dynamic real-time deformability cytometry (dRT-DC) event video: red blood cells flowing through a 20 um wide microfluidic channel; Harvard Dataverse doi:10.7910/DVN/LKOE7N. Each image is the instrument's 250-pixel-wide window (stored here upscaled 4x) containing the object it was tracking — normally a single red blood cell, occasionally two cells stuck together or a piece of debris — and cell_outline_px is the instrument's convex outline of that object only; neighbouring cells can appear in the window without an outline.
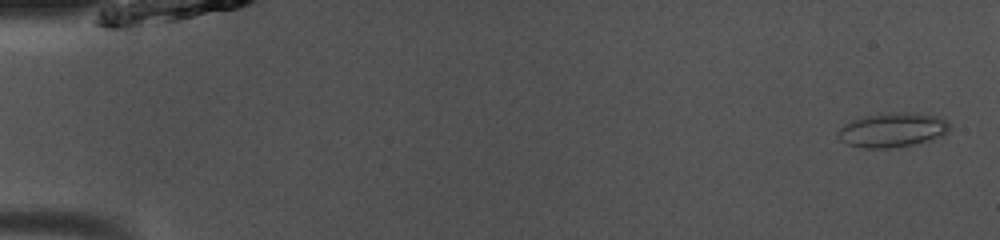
{"species": "common noctule bat (a hibernating species)", "species_latin": "Nyctalus noctula", "temperature_condition": "room temperature", "stored_images_in_passage": 49, "camera_frame_rate_fps": 3000, "um_per_image_px": 0.085, "animal": {"sex": "male", "body_mass_g": 13.0, "forearm_length_mm": 53.1}, "frame": {"image": 1, "passage_image": 2, "time_ms": 0.333, "image_size_px": [1000, 240], "cell_outline_px": [[948, 132], [940, 136], [928, 140], [912, 144], [888, 148], [864, 148], [848, 144], [840, 140], [836, 136], [836, 132], [844, 124], [852, 120], [864, 116], [880, 112], [912, 112], [940, 116], [948, 124]], "centroid_in_image_um": [75.8, 11.02], "position_along_channel_um": 9.2, "area_um2": 22.43}}
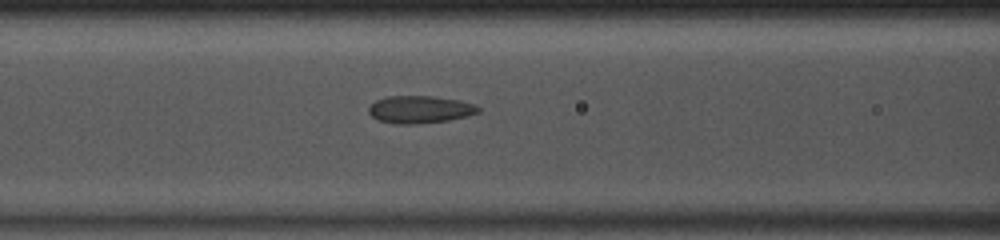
{"frame": {"image": 2, "passage_image": 21, "time_ms": 6.667, "image_size_px": [1000, 240], "cell_outline_px": [[480, 112], [468, 116], [448, 120], [416, 124], [396, 124], [376, 120], [368, 112], [368, 108], [376, 100], [388, 96], [432, 96], [460, 100], [476, 104], [480, 108]], "centroid_in_image_um": [35.71, 9.31], "position_along_channel_um": 130.9, "area_um2": 17.69}}
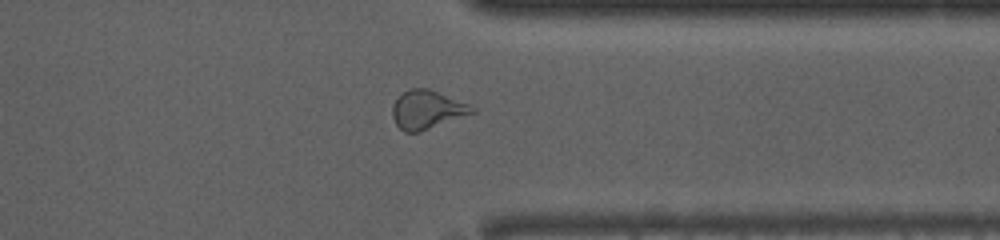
{"frame": {"image": 3, "passage_image": 39, "time_ms": 12.667, "image_size_px": [1000, 240], "cell_outline_px": [[476, 112], [416, 132], [404, 132], [396, 124], [392, 116], [392, 108], [396, 100], [408, 88], [428, 88], [468, 104], [476, 108]], "centroid_in_image_um": [36.28, 9.31], "position_along_channel_um": 375.1, "area_um2": 17.46}, "authors_computed_cell_mechanics": {"area_um2": 18.496, "velocity_mm_per_s": 4.0902, "shape_relaxation_time_tau1_ms": null, "shape_relaxation_time_tau2_ms": 1.2376, "deformation_change_tau1": null, "deformation_change_tau2": 0.0685}}